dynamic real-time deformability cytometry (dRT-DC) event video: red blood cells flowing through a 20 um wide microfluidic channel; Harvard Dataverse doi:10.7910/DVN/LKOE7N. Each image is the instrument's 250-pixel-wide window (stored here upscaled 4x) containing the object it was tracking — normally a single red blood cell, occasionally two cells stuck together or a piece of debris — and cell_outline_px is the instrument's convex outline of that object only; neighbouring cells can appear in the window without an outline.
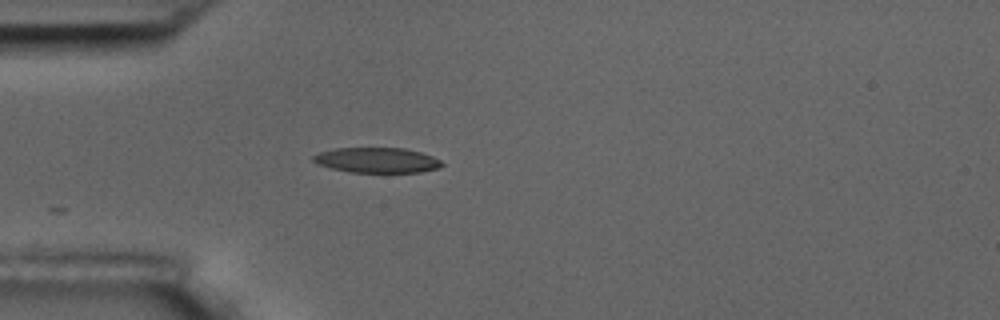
{"species": "common noctule bat (a hibernating species)", "species_latin": "Nyctalus noctula", "temperature_condition": "room temperature", "stored_images_in_passage": 4, "camera_frame_rate_fps": 3000, "um_per_image_px": 0.085, "animal": {"sex": "male", "body_mass_g": 17.5, "forearm_length_mm": 52.3}, "frame": {"image": 1, "passage_image": 4, "time_ms": 3.667, "image_size_px": [1000, 320], "cell_outline_px": [[444, 164], [440, 168], [420, 172], [352, 172], [332, 168], [316, 164], [312, 160], [312, 156], [320, 152], [336, 148], [404, 148], [420, 152], [432, 156], [440, 160]], "centroid_in_image_um": [32.05, 13.61], "position_along_channel_um": 53.0, "area_um2": 18.84}}